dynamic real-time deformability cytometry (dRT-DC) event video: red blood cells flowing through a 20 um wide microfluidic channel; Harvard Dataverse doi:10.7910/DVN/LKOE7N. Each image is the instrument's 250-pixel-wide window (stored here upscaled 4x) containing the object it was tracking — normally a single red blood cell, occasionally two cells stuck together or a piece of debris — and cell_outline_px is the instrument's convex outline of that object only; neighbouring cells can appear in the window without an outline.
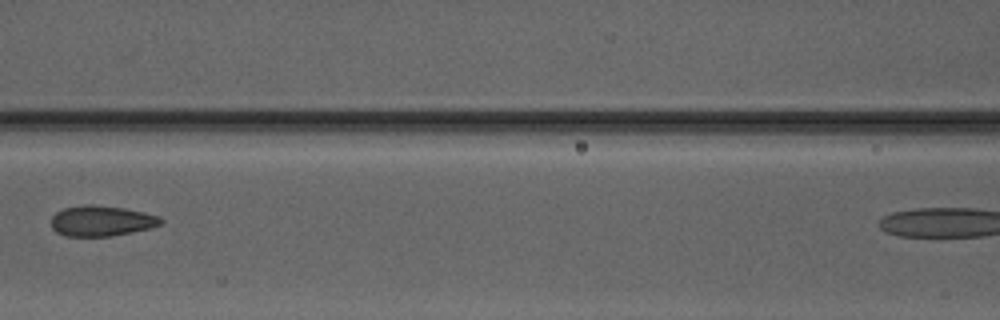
{"species": "Egyptian fruit bat (a non-hibernating species)", "species_latin": "Rousettus aegyptiacus", "temperature_condition": "warm", "stored_images_in_passage": 6, "segment_of_instrument_passage": [1, 2], "camera_frame_rate_fps": 3000, "um_per_image_px": 0.085, "animal": {"sex": "male"}, "frame": {"image": 1, "passage_image": 5, "time_ms": 5.0, "image_size_px": [1000, 320], "cell_outline_px": [[164, 224], [152, 228], [112, 236], [64, 236], [56, 232], [52, 228], [52, 216], [56, 212], [64, 208], [84, 204], [92, 204], [124, 208], [160, 216], [164, 220]], "centroid_in_image_um": [8.65, 18.78], "position_along_channel_um": 157.9, "area_um2": 19.71}}